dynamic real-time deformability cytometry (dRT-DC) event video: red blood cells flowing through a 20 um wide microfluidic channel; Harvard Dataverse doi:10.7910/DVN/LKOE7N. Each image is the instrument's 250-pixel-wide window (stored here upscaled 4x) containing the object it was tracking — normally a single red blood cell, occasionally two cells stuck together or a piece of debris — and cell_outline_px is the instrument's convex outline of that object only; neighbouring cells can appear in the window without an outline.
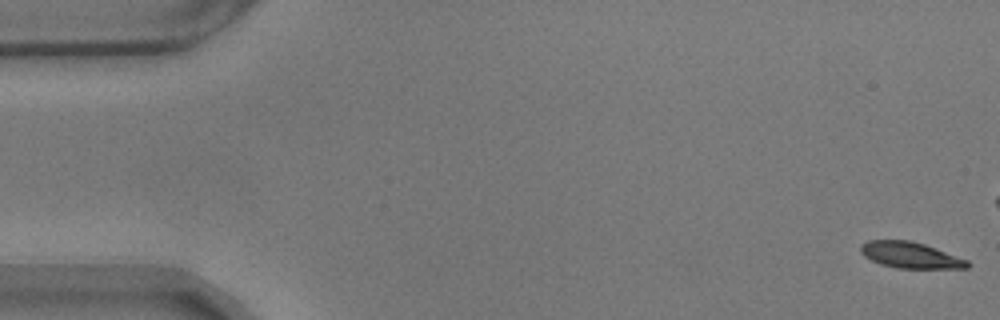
{"species": "common noctule bat (a hibernating species)", "species_latin": "Nyctalus noctula", "temperature_condition": "warm", "stored_images_in_passage": 14, "camera_frame_rate_fps": 3000, "um_per_image_px": 0.085, "animal": {"sex": "male", "body_mass_g": 17.9}, "frame": {"image": 1, "passage_image": 1, "time_ms": 0.0, "image_size_px": [1000, 320], "cell_outline_px": [[972, 264], [968, 268], [896, 268], [880, 264], [864, 256], [860, 252], [860, 244], [868, 240], [912, 240], [936, 248], [968, 260]], "centroid_in_image_um": [77.38, 21.68], "position_along_channel_um": 7.6, "area_um2": 16.36}}